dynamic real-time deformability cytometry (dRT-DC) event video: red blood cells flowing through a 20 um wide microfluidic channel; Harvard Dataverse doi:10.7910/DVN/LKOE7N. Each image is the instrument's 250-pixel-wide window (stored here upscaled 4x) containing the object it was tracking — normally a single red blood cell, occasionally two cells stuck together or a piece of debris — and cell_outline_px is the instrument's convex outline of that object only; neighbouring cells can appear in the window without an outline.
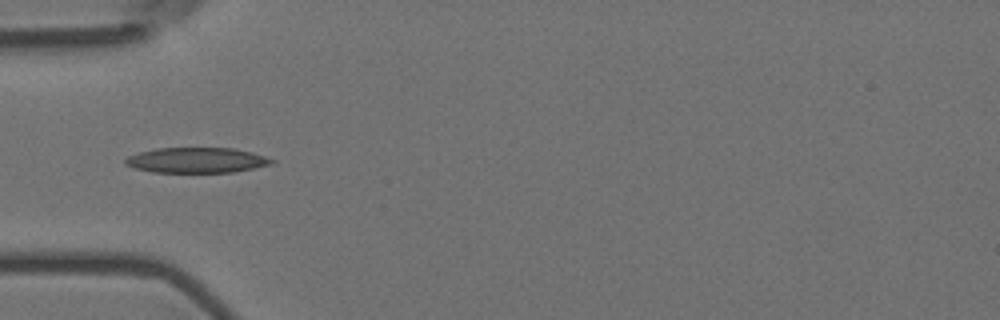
{"species": "Egyptian fruit bat (a non-hibernating species)", "species_latin": "Rousettus aegyptiacus", "temperature_condition": "room temperature", "stored_images_in_passage": 5, "camera_frame_rate_fps": 3000, "um_per_image_px": 0.085, "animal": {"sex": "female"}, "frame": {"image": 1, "passage_image": 4, "time_ms": 1.0, "image_size_px": [1000, 320], "cell_outline_px": [[276, 164], [232, 172], [152, 172], [132, 168], [124, 164], [124, 160], [128, 156], [140, 152], [156, 148], [232, 148], [252, 152], [276, 160]], "centroid_in_image_um": [16.72, 13.62], "position_along_channel_um": 68.3, "area_um2": 21.73}}
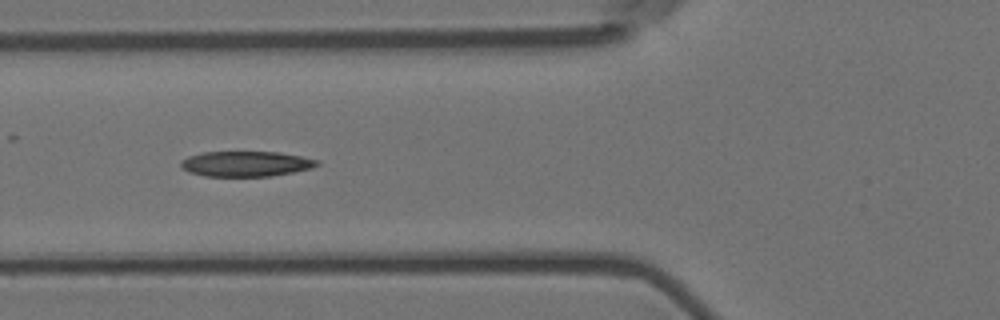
{"frame": {"image": 2, "passage_image": 5, "time_ms": 1.333, "image_size_px": [1000, 320], "cell_outline_px": [[320, 164], [312, 168], [272, 176], [204, 176], [188, 172], [180, 164], [180, 160], [188, 156], [204, 152], [280, 152], [320, 160]], "centroid_in_image_um": [20.91, 13.92], "position_along_channel_um": 104.9, "area_um2": 20.11}}